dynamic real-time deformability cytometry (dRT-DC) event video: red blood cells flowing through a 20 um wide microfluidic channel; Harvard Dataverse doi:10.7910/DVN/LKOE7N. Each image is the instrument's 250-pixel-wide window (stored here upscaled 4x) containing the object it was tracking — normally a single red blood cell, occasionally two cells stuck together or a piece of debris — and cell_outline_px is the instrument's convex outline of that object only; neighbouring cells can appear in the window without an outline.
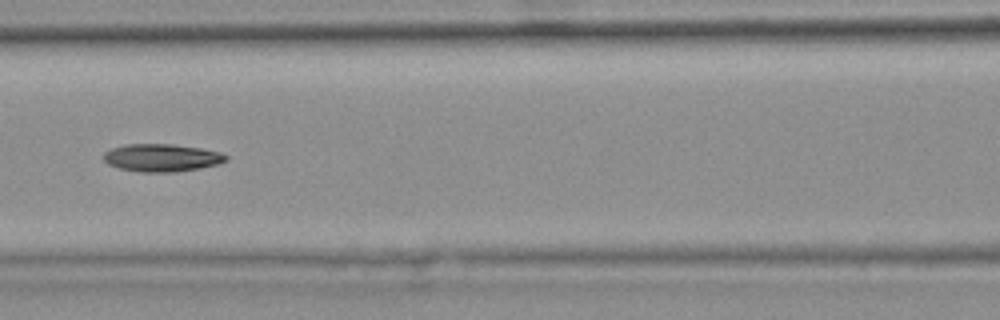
{"species": "common noctule bat (a hibernating species)", "species_latin": "Nyctalus noctula", "temperature_condition": "warm", "stored_images_in_passage": 31, "camera_frame_rate_fps": 3000, "um_per_image_px": 0.085, "animal": {"sex": "female", "body_mass_g": 25.1}, "frame": {"image": 1, "passage_image": 10, "time_ms": 3.0, "image_size_px": [1000, 320], "cell_outline_px": [[228, 160], [220, 164], [200, 168], [176, 172], [140, 172], [120, 168], [108, 164], [104, 160], [104, 152], [112, 148], [128, 144], [172, 144], [200, 148], [220, 152], [228, 156]], "centroid_in_image_um": [13.78, 13.41], "position_along_channel_um": 152.8, "area_um2": 19.77}, "authors_computed_cell_mechanics": {"area_um2": 19.4786, "velocity_mm_per_s": 3.747, "shape_relaxation_time_tau1_ms": 8.21, "shape_relaxation_time_tau2_ms": 8.8818, "deformation_change_tau1": 0.2001, "deformation_change_tau2": 0.1895}}